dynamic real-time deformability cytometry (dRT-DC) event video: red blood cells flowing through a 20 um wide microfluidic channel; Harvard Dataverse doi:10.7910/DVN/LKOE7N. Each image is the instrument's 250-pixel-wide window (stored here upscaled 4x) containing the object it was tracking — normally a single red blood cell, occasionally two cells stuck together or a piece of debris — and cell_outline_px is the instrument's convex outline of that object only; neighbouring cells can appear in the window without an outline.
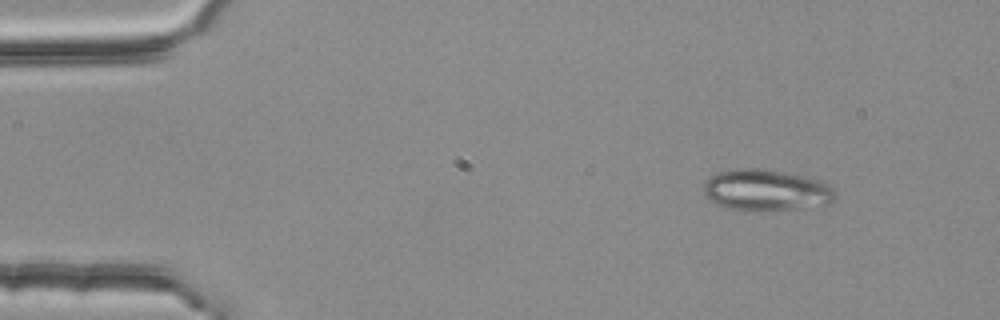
{"species": "common noctule bat (a hibernating species)", "species_latin": "Nyctalus noctula", "temperature_condition": "room temperature", "stored_images_in_passage": 3, "camera_frame_rate_fps": 3000, "um_per_image_px": 0.085, "animal": {"sex": "female", "body_mass_g": 25.1}, "frame": {"image": 1, "passage_image": 1, "time_ms": 0.0, "image_size_px": [1000, 320], "cell_outline_px": [[836, 200], [828, 204], [800, 208], [728, 208], [716, 204], [708, 200], [704, 196], [704, 184], [712, 176], [720, 172], [736, 168], [756, 168], [812, 176], [832, 188], [836, 192]], "centroid_in_image_um": [65.15, 16.12], "position_along_channel_um": 19.8, "area_um2": 31.04}}